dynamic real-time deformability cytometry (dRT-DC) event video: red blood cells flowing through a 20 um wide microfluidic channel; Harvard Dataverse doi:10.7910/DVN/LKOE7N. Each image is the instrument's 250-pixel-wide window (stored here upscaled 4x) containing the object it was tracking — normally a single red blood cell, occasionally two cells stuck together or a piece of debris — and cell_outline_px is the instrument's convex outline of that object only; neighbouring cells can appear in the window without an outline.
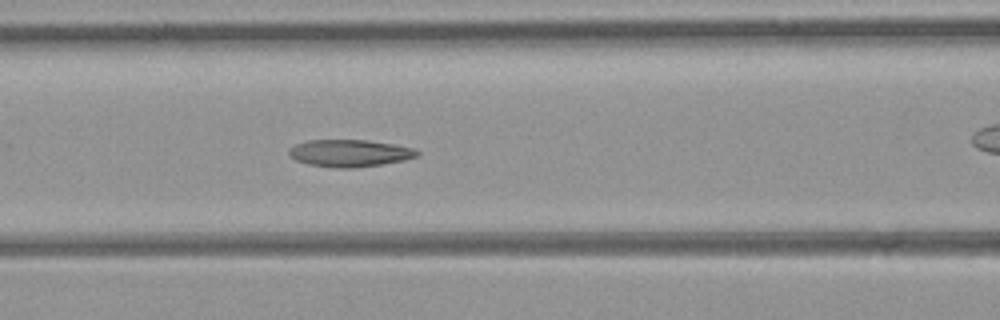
{"species": "common noctule bat (a hibernating species)", "species_latin": "Nyctalus noctula", "temperature_condition": "room temperature", "stored_images_in_passage": 32, "camera_frame_rate_fps": 3000, "um_per_image_px": 0.085, "animal": {"sex": "female", "body_mass_g": 21.9}, "frame": {"image": 1, "passage_image": 9, "time_ms": 2.667, "image_size_px": [1000, 320], "cell_outline_px": [[420, 152], [416, 156], [404, 160], [380, 164], [352, 168], [336, 168], [308, 164], [296, 160], [288, 152], [288, 148], [296, 144], [308, 140], [368, 140], [396, 144], [412, 148]], "centroid_in_image_um": [29.71, 13.01], "position_along_channel_um": 136.9, "area_um2": 20.17}}
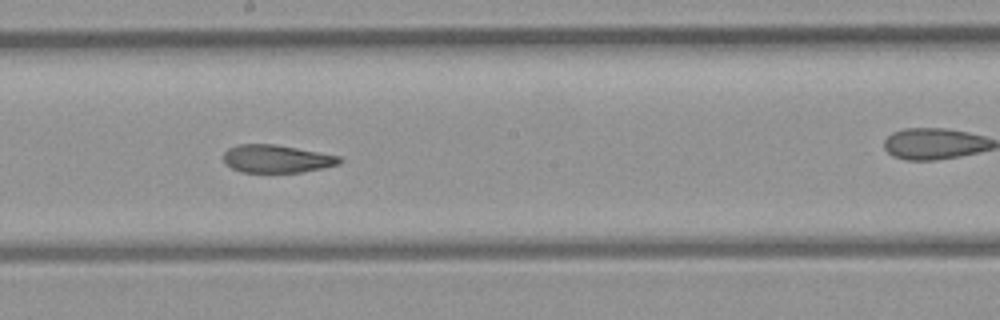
{"frame": {"image": 2, "passage_image": 15, "time_ms": 4.667, "image_size_px": [1000, 320], "cell_outline_px": [[344, 160], [340, 164], [300, 172], [240, 172], [224, 164], [224, 152], [228, 148], [240, 144], [276, 144], [340, 156]], "centroid_in_image_um": [23.5, 13.49], "position_along_channel_um": 224.7, "area_um2": 18.84}}
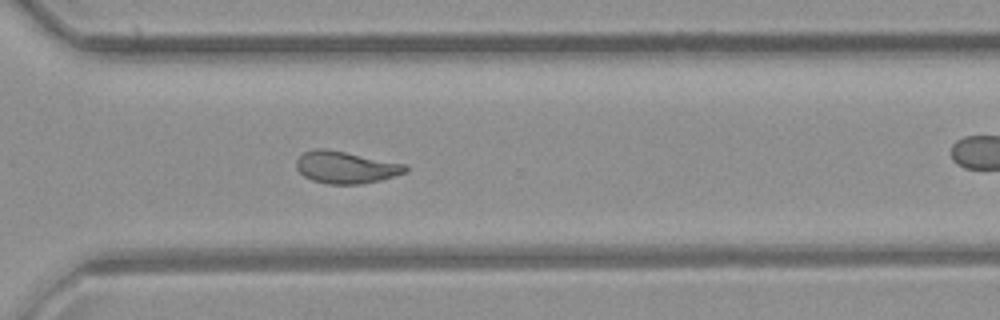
{"frame": {"image": 3, "passage_image": 23, "time_ms": 7.333, "image_size_px": [1000, 320], "cell_outline_px": [[408, 172], [380, 180], [364, 184], [328, 184], [312, 180], [304, 176], [296, 168], [296, 160], [304, 152], [316, 148], [324, 148], [408, 164]], "centroid_in_image_um": [29.42, 14.22], "position_along_channel_um": 341.2, "area_um2": 20.52}, "authors_computed_cell_mechanics": {"area_um2": 20.1722, "velocity_mm_per_s": 4.3855, "shape_relaxation_time_tau1_ms": null, "shape_relaxation_time_tau2_ms": 1.7174, "deformation_change_tau1": null, "deformation_change_tau2": 0.0828}}